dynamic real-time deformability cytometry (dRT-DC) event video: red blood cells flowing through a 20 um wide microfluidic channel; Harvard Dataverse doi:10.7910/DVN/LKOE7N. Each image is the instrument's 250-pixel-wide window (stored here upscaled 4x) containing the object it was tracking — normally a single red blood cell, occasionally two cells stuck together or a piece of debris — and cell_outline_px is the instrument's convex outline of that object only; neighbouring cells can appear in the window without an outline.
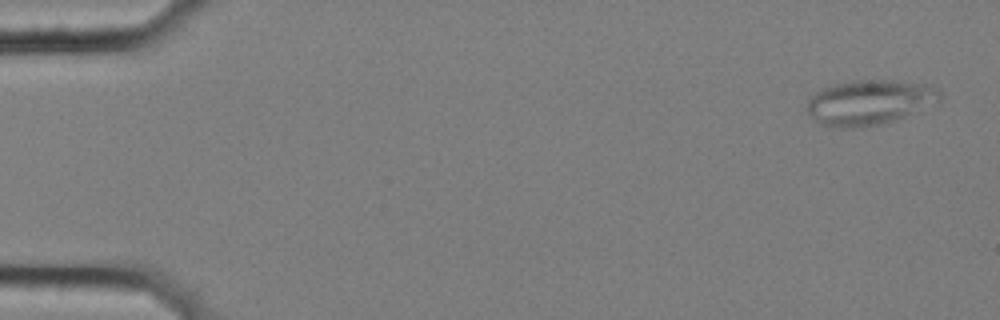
{"species": "common noctule bat (a hibernating species)", "species_latin": "Nyctalus noctula", "temperature_condition": "cold", "stored_images_in_passage": 44, "camera_frame_rate_fps": 3000, "um_per_image_px": 0.085, "animal": {"sex": "female", "body_mass_g": 25.1}, "frame": {"image": 1, "passage_image": 3, "time_ms": 0.667, "image_size_px": [1000, 320], "cell_outline_px": [[940, 104], [880, 124], [864, 128], [832, 128], [820, 124], [808, 112], [808, 100], [816, 92], [832, 84], [852, 80], [896, 80], [928, 84], [936, 88], [940, 92]], "centroid_in_image_um": [73.94, 8.7], "position_along_channel_um": 11.1, "area_um2": 35.2}}
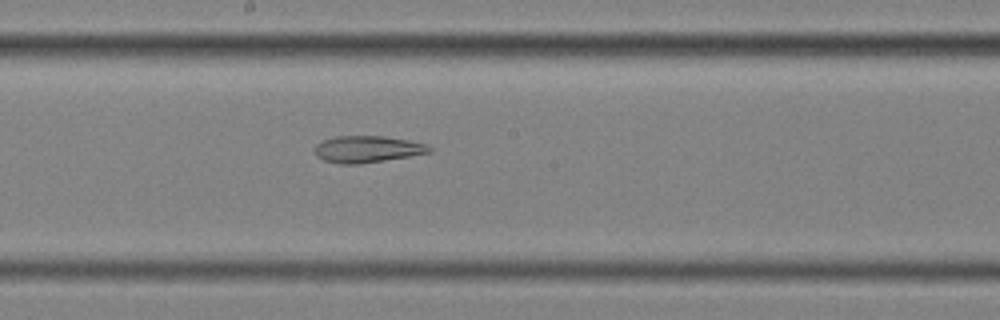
{"frame": {"image": 2, "passage_image": 32, "time_ms": 10.333, "image_size_px": [1000, 320], "cell_outline_px": [[432, 152], [384, 160], [356, 164], [340, 164], [324, 160], [316, 156], [312, 148], [316, 144], [324, 140], [336, 136], [384, 136], [408, 140], [428, 144], [432, 148]], "centroid_in_image_um": [31.2, 12.67], "position_along_channel_um": 217.0, "area_um2": 17.86}}
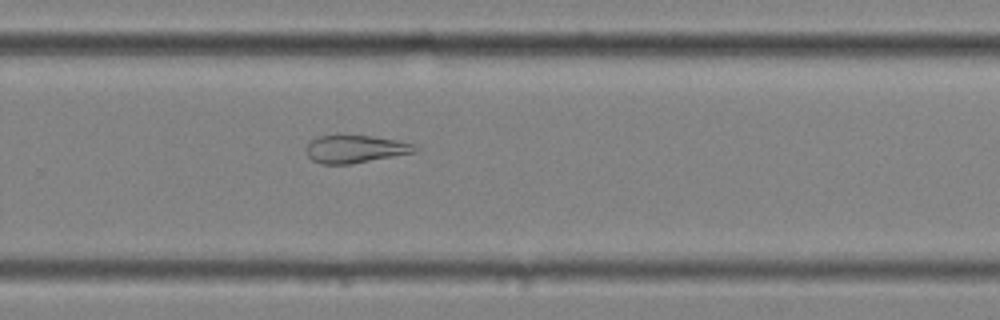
{"frame": {"image": 3, "passage_image": 39, "time_ms": 12.667, "image_size_px": [1000, 320], "cell_outline_px": [[420, 148], [416, 152], [352, 164], [320, 164], [312, 160], [308, 156], [304, 148], [316, 136], [372, 136], [396, 140], [416, 144]], "centroid_in_image_um": [30.21, 12.68], "position_along_channel_um": 299.6, "area_um2": 17.63}}